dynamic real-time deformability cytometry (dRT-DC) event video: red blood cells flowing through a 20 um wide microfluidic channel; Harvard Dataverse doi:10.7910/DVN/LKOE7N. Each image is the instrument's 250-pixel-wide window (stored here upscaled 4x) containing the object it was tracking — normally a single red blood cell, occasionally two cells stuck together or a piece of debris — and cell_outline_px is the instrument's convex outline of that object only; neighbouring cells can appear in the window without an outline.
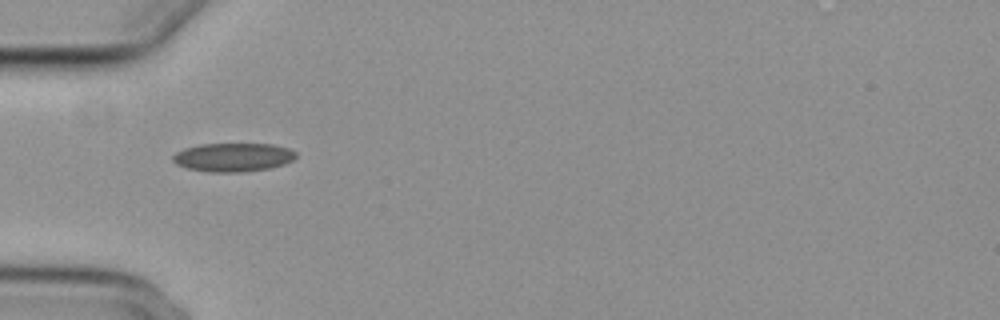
{"species": "common noctule bat (a hibernating species)", "species_latin": "Nyctalus noctula", "temperature_condition": "cold", "stored_images_in_passage": 38, "camera_frame_rate_fps": 3000, "um_per_image_px": 0.085, "animal": {"sex": "female", "body_mass_g": 29.2, "forearm_length_mm": 56.3}, "frame": {"image": 1, "passage_image": 1, "time_ms": 0.0, "image_size_px": [1000, 320], "cell_outline_px": [[296, 156], [292, 160], [284, 164], [268, 168], [244, 172], [208, 172], [188, 168], [176, 164], [172, 160], [172, 156], [176, 152], [184, 148], [200, 144], [272, 144], [288, 148], [296, 152]], "centroid_in_image_um": [19.79, 13.36], "position_along_channel_um": 65.2, "area_um2": 20.52}}
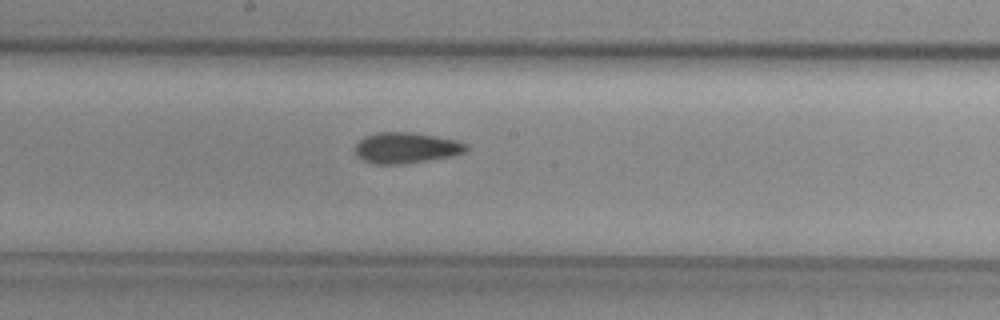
{"frame": {"image": 2, "passage_image": 13, "time_ms": 4.0, "image_size_px": [1000, 320], "cell_outline_px": [[468, 148], [464, 152], [452, 156], [400, 164], [376, 164], [364, 160], [356, 156], [356, 144], [364, 136], [376, 132], [412, 132], [436, 136], [456, 140], [468, 144]], "centroid_in_image_um": [34.52, 12.55], "position_along_channel_um": 213.7, "area_um2": 19.88}}
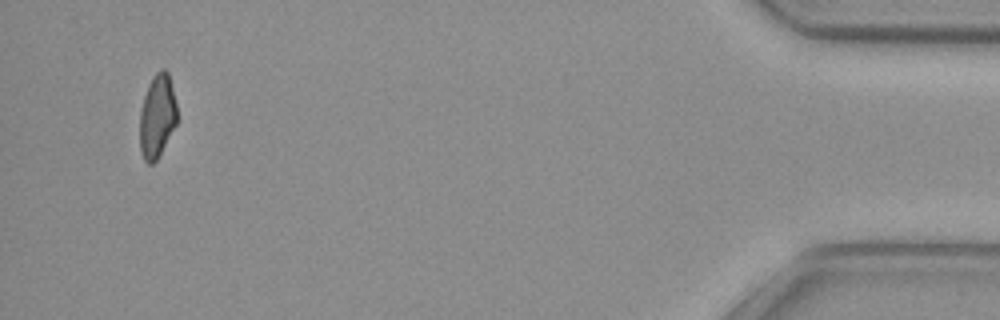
{"frame": {"image": 3, "passage_image": 36, "time_ms": 11.667, "image_size_px": [1000, 320], "cell_outline_px": [[176, 124], [156, 160], [152, 164], [148, 164], [144, 160], [140, 152], [140, 108], [148, 84], [152, 76], [160, 68], [164, 68], [168, 72], [176, 104]], "centroid_in_image_um": [13.34, 9.85], "position_along_channel_um": 421.9, "area_um2": 18.03}, "authors_computed_cell_mechanics": {"area_um2": 19.6809, "velocity_mm_per_s": 3.7476, "shape_relaxation_time_tau1_ms": null, "shape_relaxation_time_tau2_ms": 3.1174, "deformation_change_tau1": null, "deformation_change_tau2": 0.0963}}